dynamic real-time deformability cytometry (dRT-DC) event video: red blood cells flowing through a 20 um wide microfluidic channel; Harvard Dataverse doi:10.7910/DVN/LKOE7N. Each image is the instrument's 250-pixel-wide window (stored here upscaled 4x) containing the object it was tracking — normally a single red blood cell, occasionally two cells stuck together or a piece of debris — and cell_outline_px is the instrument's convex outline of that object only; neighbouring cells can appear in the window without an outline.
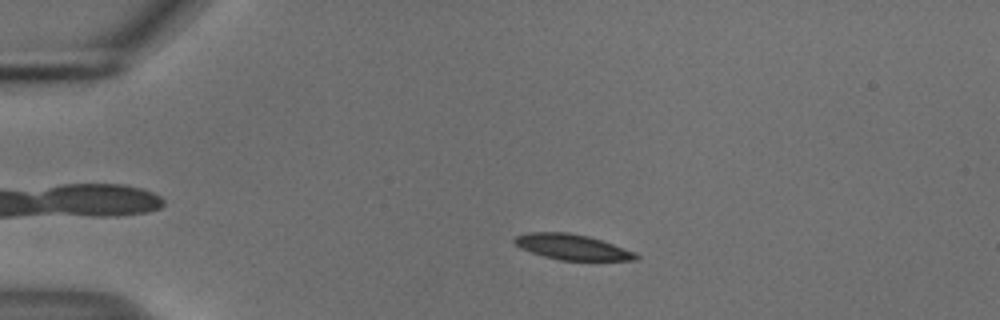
{"species": "common noctule bat (a hibernating species)", "species_latin": "Nyctalus noctula", "temperature_condition": "cold", "stored_images_in_passage": 54, "camera_frame_rate_fps": 3000, "um_per_image_px": 0.085, "animal": {"sex": "male", "body_mass_g": 18.8}, "frame": {"image": 1, "passage_image": 11, "time_ms": 3.333, "image_size_px": [1000, 320], "cell_outline_px": [[640, 256], [636, 260], [560, 260], [544, 256], [520, 248], [512, 240], [516, 236], [528, 232], [568, 232], [588, 236], [636, 252]], "centroid_in_image_um": [48.63, 20.99], "position_along_channel_um": 36.4, "area_um2": 17.86}}
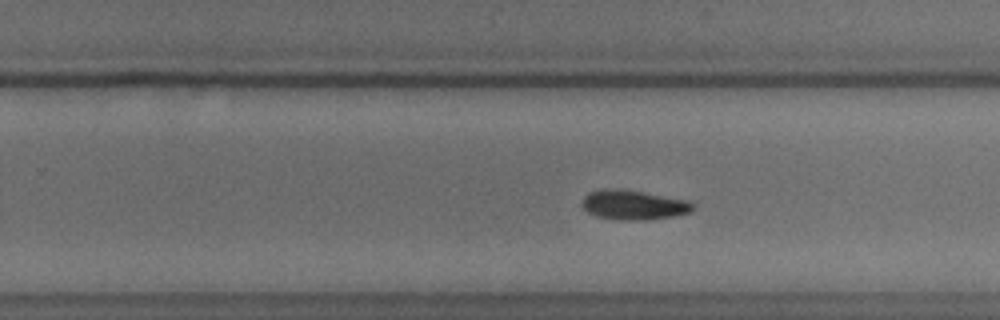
{"frame": {"image": 2, "passage_image": 34, "time_ms": 11.0, "image_size_px": [1000, 320], "cell_outline_px": [[696, 204], [692, 212], [672, 216], [648, 220], [620, 220], [596, 216], [588, 212], [580, 204], [580, 200], [588, 192], [604, 188], [616, 188], [688, 200]], "centroid_in_image_um": [53.83, 17.42], "position_along_channel_um": 276.0, "area_um2": 19.25}}
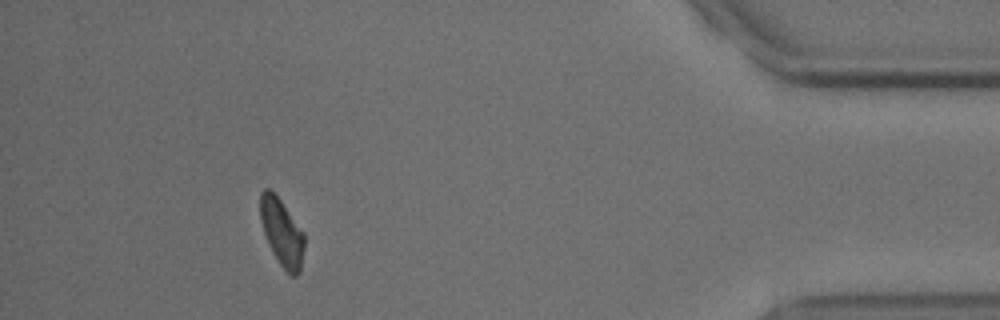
{"frame": {"image": 3, "passage_image": 49, "time_ms": 16.0, "image_size_px": [1000, 320], "cell_outline_px": [[304, 248], [300, 272], [296, 276], [288, 276], [272, 252], [268, 244], [260, 220], [260, 192], [264, 188], [268, 188], [280, 200], [304, 232]], "centroid_in_image_um": [23.96, 19.79], "position_along_channel_um": 411.2, "area_um2": 17.28}, "authors_computed_cell_mechanics": {"area_um2": 18.7272, "velocity_mm_per_s": 3.712, "shape_relaxation_time_tau1_ms": 3.2131, "shape_relaxation_time_tau2_ms": null, "deformation_change_tau1": 0.1143, "deformation_change_tau2": null}}